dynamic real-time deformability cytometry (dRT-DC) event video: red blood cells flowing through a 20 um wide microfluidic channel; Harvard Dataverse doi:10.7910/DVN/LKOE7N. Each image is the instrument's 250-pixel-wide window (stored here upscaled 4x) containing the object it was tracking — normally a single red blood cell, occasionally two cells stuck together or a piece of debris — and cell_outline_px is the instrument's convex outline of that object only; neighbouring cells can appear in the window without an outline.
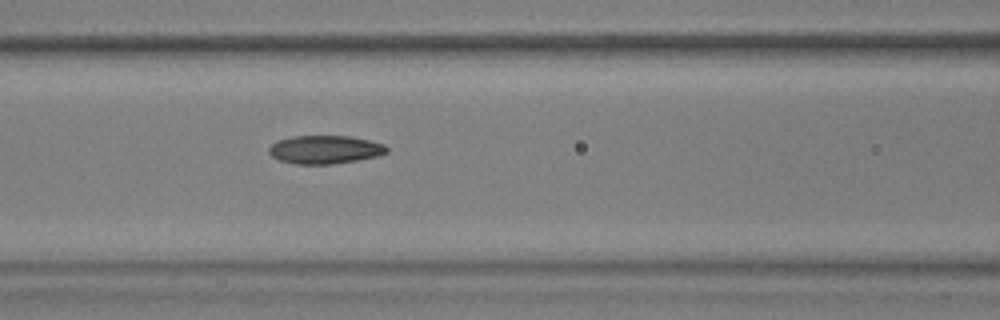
{"species": "common noctule bat (a hibernating species)", "species_latin": "Nyctalus noctula", "temperature_condition": "warm", "stored_images_in_passage": 38, "camera_frame_rate_fps": 3000, "um_per_image_px": 0.085, "animal": {"sex": "male", "body_mass_g": 17.9, "forearm_length_mm": 54.2}, "frame": {"image": 1, "passage_image": 6, "time_ms": 1.667, "image_size_px": [1000, 320], "cell_outline_px": [[388, 152], [380, 156], [332, 164], [296, 164], [280, 160], [272, 156], [268, 152], [268, 148], [276, 140], [292, 136], [348, 136], [368, 140], [384, 144], [388, 148]], "centroid_in_image_um": [27.61, 12.71], "position_along_channel_um": 139.0, "area_um2": 19.48}}
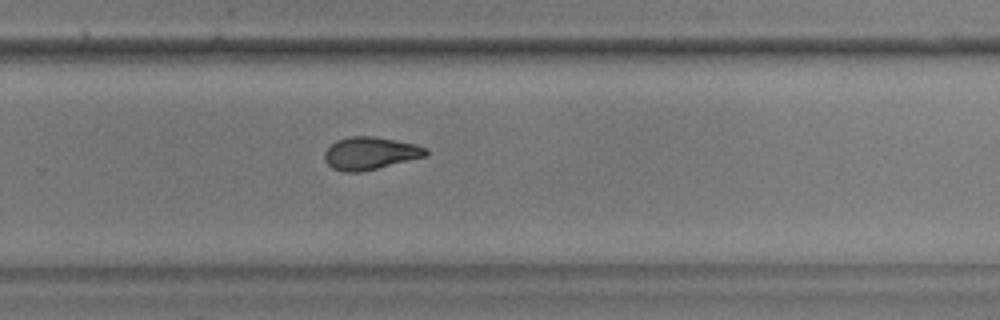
{"frame": {"image": 2, "passage_image": 19, "time_ms": 6.0, "image_size_px": [1000, 320], "cell_outline_px": [[428, 156], [360, 172], [344, 172], [332, 168], [324, 160], [324, 152], [336, 140], [348, 136], [372, 136], [416, 144], [428, 148]], "centroid_in_image_um": [31.47, 13.03], "position_along_channel_um": 298.3, "area_um2": 19.31}}
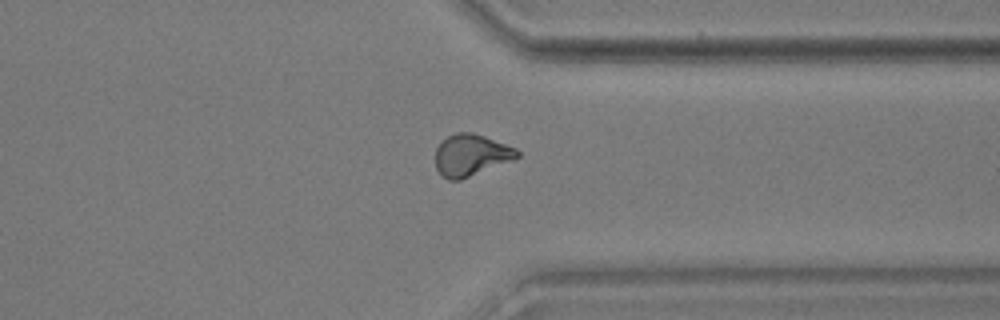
{"frame": {"image": 3, "passage_image": 25, "time_ms": 8.0, "image_size_px": [1000, 320], "cell_outline_px": [[520, 156], [460, 180], [448, 180], [440, 176], [436, 168], [436, 148], [448, 136], [456, 132], [472, 132], [484, 136], [516, 148], [520, 152]], "centroid_in_image_um": [40.0, 13.18], "position_along_channel_um": 371.4, "area_um2": 19.59}}